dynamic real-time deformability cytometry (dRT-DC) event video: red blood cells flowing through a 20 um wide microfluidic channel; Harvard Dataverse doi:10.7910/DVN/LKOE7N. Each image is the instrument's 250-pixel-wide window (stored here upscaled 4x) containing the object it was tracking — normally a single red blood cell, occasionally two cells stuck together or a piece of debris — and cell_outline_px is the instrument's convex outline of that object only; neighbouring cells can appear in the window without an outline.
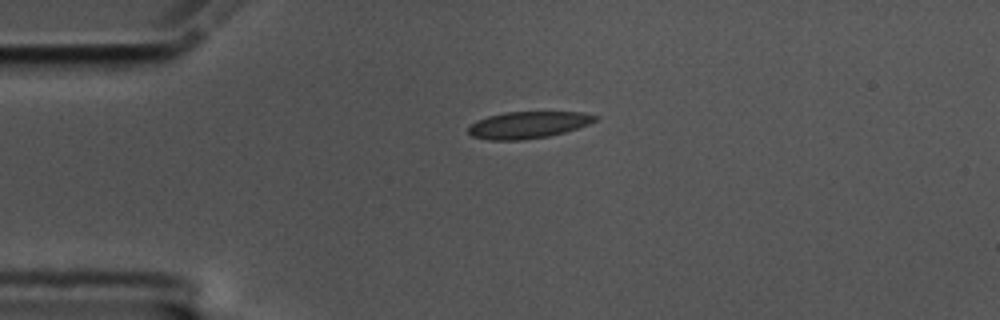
{"species": "common noctule bat (a hibernating species)", "species_latin": "Nyctalus noctula", "temperature_condition": "cold", "stored_images_in_passage": 45, "camera_frame_rate_fps": 3000, "um_per_image_px": 0.085, "animal": {"sex": "male", "body_mass_g": 17.5, "forearm_length_mm": 52.3}, "frame": {"image": 1, "passage_image": 1, "time_ms": 0.0, "image_size_px": [1000, 320], "cell_outline_px": [[600, 116], [596, 120], [588, 124], [564, 132], [548, 136], [524, 140], [488, 140], [472, 136], [468, 132], [468, 128], [476, 120], [488, 116], [504, 112], [584, 112]], "centroid_in_image_um": [44.88, 10.61], "position_along_channel_um": 40.1, "area_um2": 19.83}}
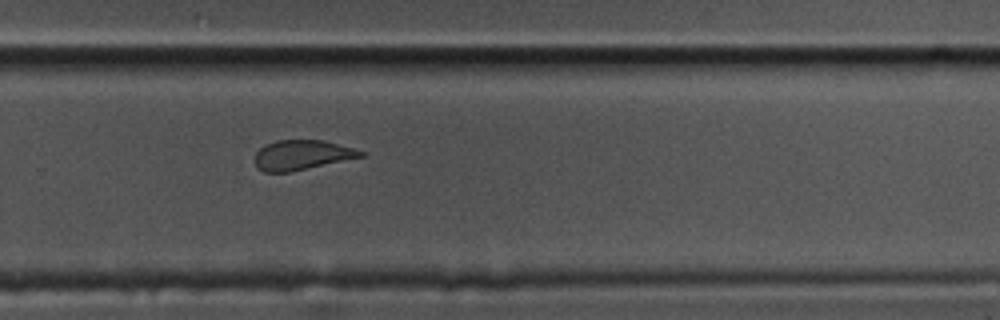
{"frame": {"image": 2, "passage_image": 26, "time_ms": 8.333, "image_size_px": [1000, 320], "cell_outline_px": [[364, 156], [288, 172], [264, 172], [256, 168], [256, 152], [260, 148], [276, 140], [324, 140], [352, 148], [364, 152]], "centroid_in_image_um": [25.63, 13.17], "position_along_channel_um": 304.2, "area_um2": 18.03}}
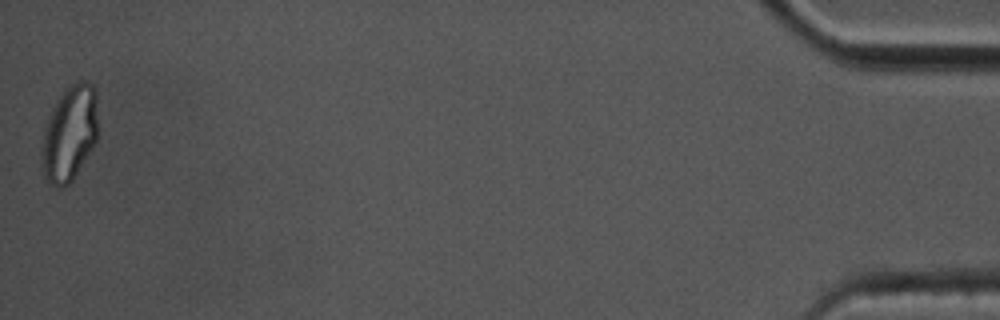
{"frame": {"image": 3, "passage_image": 45, "time_ms": 14.667, "image_size_px": [1000, 320], "cell_outline_px": [[96, 140], [92, 148], [72, 180], [68, 184], [60, 188], [56, 188], [44, 180], [40, 152], [44, 128], [52, 108], [56, 100], [64, 88], [76, 80], [88, 80], [96, 88]], "centroid_in_image_um": [5.87, 11.32], "position_along_channel_um": 429.3, "area_um2": 31.67}, "authors_computed_cell_mechanics": {"area_um2": 20.0566, "velocity_mm_per_s": 3.4806, "shape_relaxation_time_tau1_ms": null, "shape_relaxation_time_tau2_ms": 0.925, "deformation_change_tau1": null, "deformation_change_tau2": 0.0896}}